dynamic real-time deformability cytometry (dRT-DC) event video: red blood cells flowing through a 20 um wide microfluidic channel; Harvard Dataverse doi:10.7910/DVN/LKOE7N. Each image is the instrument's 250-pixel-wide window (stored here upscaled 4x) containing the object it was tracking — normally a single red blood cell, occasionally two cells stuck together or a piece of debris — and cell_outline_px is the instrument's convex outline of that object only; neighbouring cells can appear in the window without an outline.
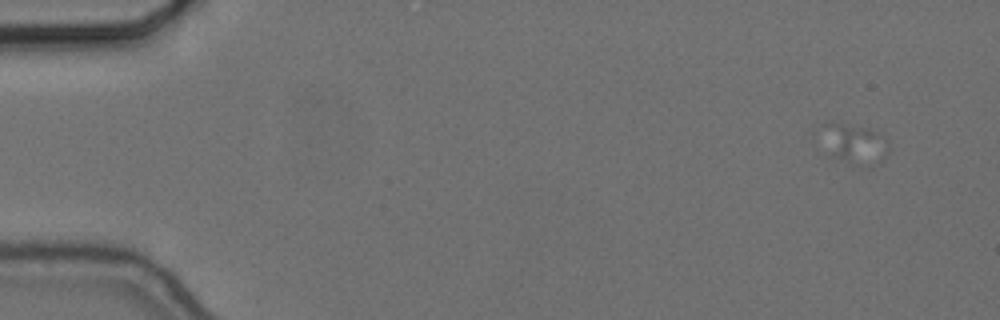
{"species": "common noctule bat (a hibernating species)", "species_latin": "Nyctalus noctula", "temperature_condition": "cold", "stored_images_in_passage": 12, "camera_frame_rate_fps": 3000, "um_per_image_px": 0.085, "animal": {"sex": "female", "body_mass_g": 24.6, "forearm_length_mm": 56.2}, "frame": {"image": 1, "passage_image": 2, "time_ms": 0.333, "image_size_px": [1000, 320], "cell_outline_px": [[888, 152], [844, 156], [828, 156], [824, 152], [820, 128], [820, 124], [828, 120], [868, 128], [884, 136], [888, 144]], "centroid_in_image_um": [72.31, 11.89], "position_along_channel_um": 12.7, "area_um2": 13.29}}